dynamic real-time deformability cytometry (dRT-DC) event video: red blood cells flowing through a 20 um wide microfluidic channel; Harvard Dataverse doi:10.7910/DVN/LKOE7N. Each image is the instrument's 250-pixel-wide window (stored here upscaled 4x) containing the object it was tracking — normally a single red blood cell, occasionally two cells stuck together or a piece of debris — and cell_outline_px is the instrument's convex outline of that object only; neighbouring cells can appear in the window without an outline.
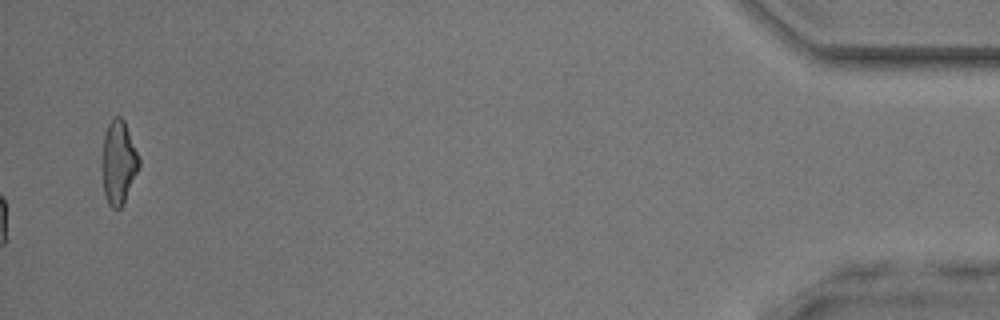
{"species": "common noctule bat (a hibernating species)", "species_latin": "Nyctalus noctula", "temperature_condition": "room temperature", "stored_images_in_passage": 48, "camera_frame_rate_fps": 3000, "um_per_image_px": 0.085, "animal": {"sex": "male", "body_mass_g": 17.9, "forearm_length_mm": 54.2}, "frame": {"image": 1, "passage_image": 48, "time_ms": 15.667, "image_size_px": [1000, 320], "cell_outline_px": [[140, 168], [120, 208], [112, 208], [108, 204], [104, 196], [100, 168], [100, 160], [104, 132], [112, 116], [120, 116], [124, 120], [140, 156]], "centroid_in_image_um": [10.04, 13.77], "position_along_channel_um": 425.2, "area_um2": 18.73}}